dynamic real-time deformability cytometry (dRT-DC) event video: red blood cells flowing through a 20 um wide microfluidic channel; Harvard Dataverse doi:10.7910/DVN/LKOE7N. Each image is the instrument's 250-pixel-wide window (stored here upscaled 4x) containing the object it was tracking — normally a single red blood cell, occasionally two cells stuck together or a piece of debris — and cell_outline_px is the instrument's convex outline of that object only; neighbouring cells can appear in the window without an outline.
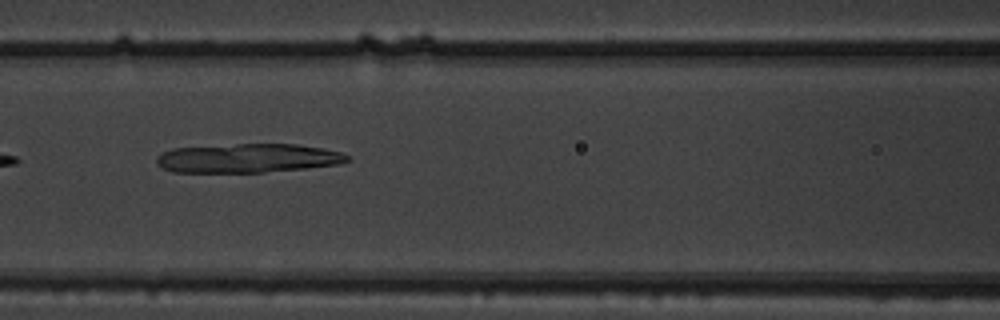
{"species": "common noctule bat (a hibernating species)", "species_latin": "Nyctalus noctula", "temperature_condition": "warm", "stored_images_in_passage": 7, "camera_frame_rate_fps": 3000, "um_per_image_px": 0.085, "animal": {"sex": "male", "body_mass_g": 19.5, "forearm_length_mm": 54.6}, "frame": {"image": 1, "passage_image": 5, "time_ms": 1.333, "image_size_px": [1000, 320], "cell_outline_px": [[352, 160], [340, 164], [308, 168], [264, 172], [172, 172], [156, 164], [156, 156], [172, 148], [236, 144], [296, 144], [320, 148], [340, 152], [348, 156]], "centroid_in_image_um": [21.06, 13.45], "position_along_channel_um": 145.5, "area_um2": 32.25}}
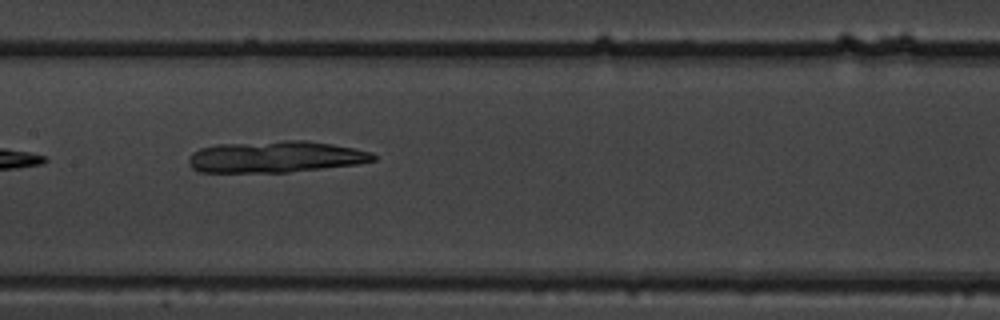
{"frame": {"image": 2, "passage_image": 6, "time_ms": 1.667, "image_size_px": [1000, 320], "cell_outline_px": [[376, 160], [356, 164], [288, 172], [200, 172], [192, 168], [188, 164], [188, 160], [192, 152], [200, 148], [216, 144], [284, 140], [304, 140], [332, 144], [372, 152], [376, 156]], "centroid_in_image_um": [23.39, 13.32], "position_along_channel_um": 184.0, "area_um2": 33.93}}
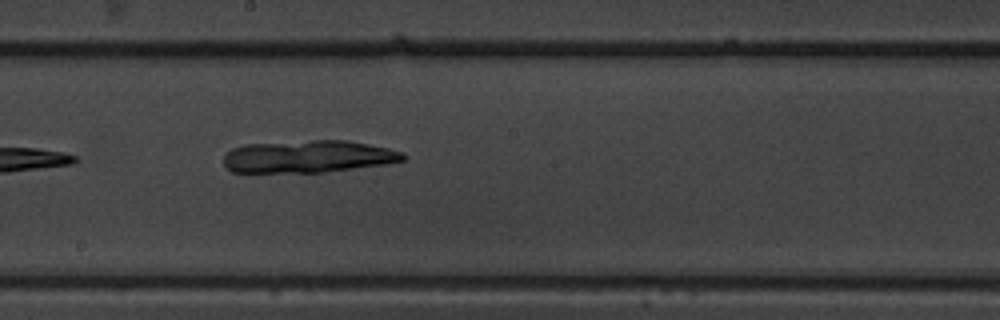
{"frame": {"image": 3, "passage_image": 7, "time_ms": 2.0, "image_size_px": [1000, 320], "cell_outline_px": [[408, 156], [404, 160], [384, 164], [324, 172], [232, 172], [224, 164], [224, 156], [232, 148], [244, 144], [312, 140], [348, 140], [388, 148], [404, 152]], "centroid_in_image_um": [26.21, 13.3], "position_along_channel_um": 222.0, "area_um2": 33.81}}